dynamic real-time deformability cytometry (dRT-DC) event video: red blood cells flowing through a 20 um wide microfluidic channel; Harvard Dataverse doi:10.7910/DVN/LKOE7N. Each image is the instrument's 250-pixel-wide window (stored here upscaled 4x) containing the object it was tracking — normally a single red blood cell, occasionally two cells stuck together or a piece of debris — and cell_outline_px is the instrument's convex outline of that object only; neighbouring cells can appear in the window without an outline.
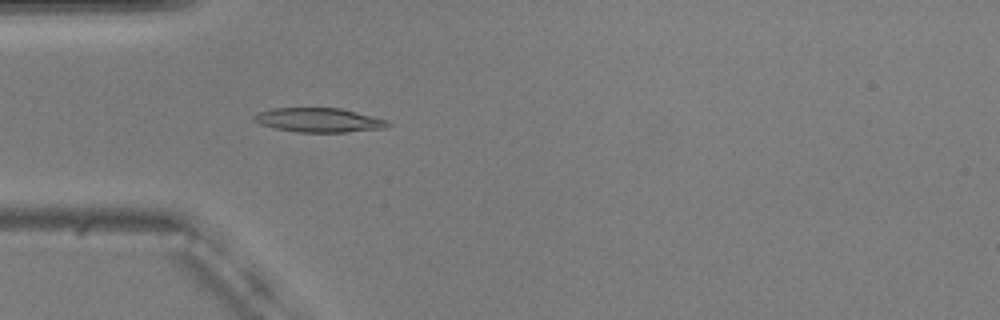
{"species": "common noctule bat (a hibernating species)", "species_latin": "Nyctalus noctula", "temperature_condition": "warm", "stored_images_in_passage": 25, "camera_frame_rate_fps": 3000, "um_per_image_px": 0.085, "animal": {"sex": "male", "body_mass_g": 20.5, "forearm_length_mm": 52.5}, "frame": {"image": 1, "passage_image": 4, "time_ms": 1.0, "image_size_px": [1000, 320], "cell_outline_px": [[392, 124], [384, 128], [344, 132], [296, 132], [276, 128], [260, 124], [252, 120], [252, 116], [256, 112], [272, 108], [340, 108], [388, 120]], "centroid_in_image_um": [27.06, 10.2], "position_along_channel_um": 57.9, "area_um2": 18.9}}
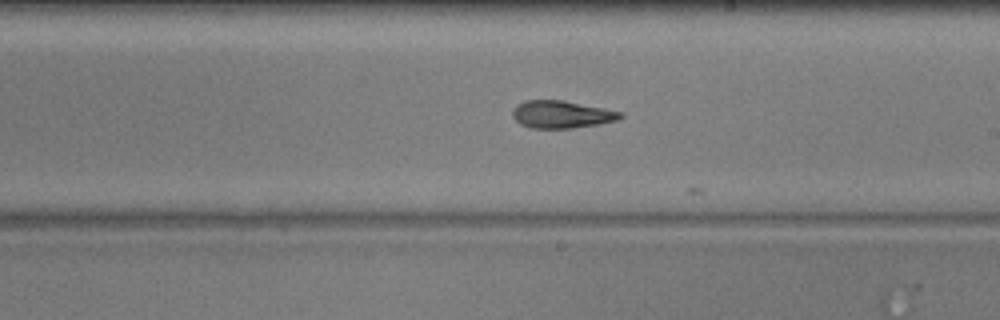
{"frame": {"image": 2, "passage_image": 19, "time_ms": 6.0, "image_size_px": [1000, 320], "cell_outline_px": [[624, 116], [620, 120], [600, 124], [572, 128], [532, 128], [520, 124], [512, 116], [512, 108], [516, 104], [524, 100], [564, 100], [624, 112]], "centroid_in_image_um": [47.75, 9.72], "position_along_channel_um": 241.2, "area_um2": 17.57}}
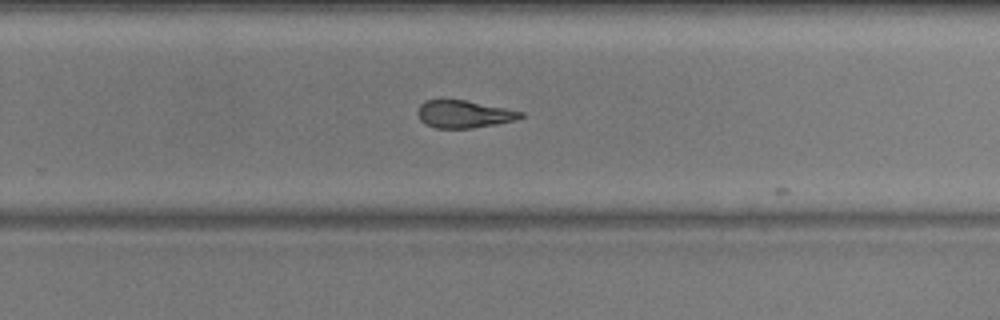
{"frame": {"image": 3, "passage_image": 23, "time_ms": 7.333, "image_size_px": [1000, 320], "cell_outline_px": [[524, 116], [516, 120], [496, 124], [472, 128], [436, 128], [424, 124], [420, 120], [416, 112], [420, 104], [424, 100], [444, 96], [524, 112]], "centroid_in_image_um": [39.34, 9.66], "position_along_channel_um": 290.5, "area_um2": 17.05}}